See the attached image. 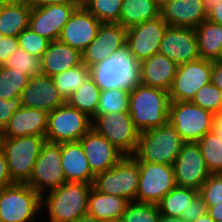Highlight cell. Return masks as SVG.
Segmentation results:
<instances>
[{
	"mask_svg": "<svg viewBox=\"0 0 222 222\" xmlns=\"http://www.w3.org/2000/svg\"><path fill=\"white\" fill-rule=\"evenodd\" d=\"M93 128L125 156H132L137 148L139 131L134 127L129 111L112 112L91 118Z\"/></svg>",
	"mask_w": 222,
	"mask_h": 222,
	"instance_id": "obj_9",
	"label": "cell"
},
{
	"mask_svg": "<svg viewBox=\"0 0 222 222\" xmlns=\"http://www.w3.org/2000/svg\"><path fill=\"white\" fill-rule=\"evenodd\" d=\"M197 143L210 173H222V140L220 137L211 130Z\"/></svg>",
	"mask_w": 222,
	"mask_h": 222,
	"instance_id": "obj_34",
	"label": "cell"
},
{
	"mask_svg": "<svg viewBox=\"0 0 222 222\" xmlns=\"http://www.w3.org/2000/svg\"><path fill=\"white\" fill-rule=\"evenodd\" d=\"M41 58L43 75L50 77L82 63V53L59 40L50 41Z\"/></svg>",
	"mask_w": 222,
	"mask_h": 222,
	"instance_id": "obj_26",
	"label": "cell"
},
{
	"mask_svg": "<svg viewBox=\"0 0 222 222\" xmlns=\"http://www.w3.org/2000/svg\"><path fill=\"white\" fill-rule=\"evenodd\" d=\"M100 91L95 81L91 77H88L86 81L70 95L66 102L85 113L89 118H92L98 108Z\"/></svg>",
	"mask_w": 222,
	"mask_h": 222,
	"instance_id": "obj_31",
	"label": "cell"
},
{
	"mask_svg": "<svg viewBox=\"0 0 222 222\" xmlns=\"http://www.w3.org/2000/svg\"><path fill=\"white\" fill-rule=\"evenodd\" d=\"M201 59L218 61L222 58V25L206 19L195 28Z\"/></svg>",
	"mask_w": 222,
	"mask_h": 222,
	"instance_id": "obj_29",
	"label": "cell"
},
{
	"mask_svg": "<svg viewBox=\"0 0 222 222\" xmlns=\"http://www.w3.org/2000/svg\"><path fill=\"white\" fill-rule=\"evenodd\" d=\"M92 184L65 182L57 189L48 191L42 198L41 206H46L50 222H75L87 214L88 197Z\"/></svg>",
	"mask_w": 222,
	"mask_h": 222,
	"instance_id": "obj_4",
	"label": "cell"
},
{
	"mask_svg": "<svg viewBox=\"0 0 222 222\" xmlns=\"http://www.w3.org/2000/svg\"><path fill=\"white\" fill-rule=\"evenodd\" d=\"M173 1V0H156L157 5L161 8L164 6L166 3Z\"/></svg>",
	"mask_w": 222,
	"mask_h": 222,
	"instance_id": "obj_57",
	"label": "cell"
},
{
	"mask_svg": "<svg viewBox=\"0 0 222 222\" xmlns=\"http://www.w3.org/2000/svg\"><path fill=\"white\" fill-rule=\"evenodd\" d=\"M113 222H125V220H124L123 218H118V219H116V220L113 221Z\"/></svg>",
	"mask_w": 222,
	"mask_h": 222,
	"instance_id": "obj_59",
	"label": "cell"
},
{
	"mask_svg": "<svg viewBox=\"0 0 222 222\" xmlns=\"http://www.w3.org/2000/svg\"><path fill=\"white\" fill-rule=\"evenodd\" d=\"M184 141L168 121L165 125L139 133L135 161L173 165Z\"/></svg>",
	"mask_w": 222,
	"mask_h": 222,
	"instance_id": "obj_3",
	"label": "cell"
},
{
	"mask_svg": "<svg viewBox=\"0 0 222 222\" xmlns=\"http://www.w3.org/2000/svg\"><path fill=\"white\" fill-rule=\"evenodd\" d=\"M61 166L66 182L93 184L95 175L80 141L61 143Z\"/></svg>",
	"mask_w": 222,
	"mask_h": 222,
	"instance_id": "obj_25",
	"label": "cell"
},
{
	"mask_svg": "<svg viewBox=\"0 0 222 222\" xmlns=\"http://www.w3.org/2000/svg\"><path fill=\"white\" fill-rule=\"evenodd\" d=\"M211 83L214 84L219 90L222 89V62L220 60L213 61Z\"/></svg>",
	"mask_w": 222,
	"mask_h": 222,
	"instance_id": "obj_48",
	"label": "cell"
},
{
	"mask_svg": "<svg viewBox=\"0 0 222 222\" xmlns=\"http://www.w3.org/2000/svg\"><path fill=\"white\" fill-rule=\"evenodd\" d=\"M66 182L61 166V143L45 140L27 184L42 198L44 191L57 189Z\"/></svg>",
	"mask_w": 222,
	"mask_h": 222,
	"instance_id": "obj_12",
	"label": "cell"
},
{
	"mask_svg": "<svg viewBox=\"0 0 222 222\" xmlns=\"http://www.w3.org/2000/svg\"><path fill=\"white\" fill-rule=\"evenodd\" d=\"M128 202L125 198L99 192L92 186L87 214L103 222H113L122 218Z\"/></svg>",
	"mask_w": 222,
	"mask_h": 222,
	"instance_id": "obj_27",
	"label": "cell"
},
{
	"mask_svg": "<svg viewBox=\"0 0 222 222\" xmlns=\"http://www.w3.org/2000/svg\"><path fill=\"white\" fill-rule=\"evenodd\" d=\"M19 46L33 56L41 58L47 50L50 40L40 36L29 27L24 29L18 36Z\"/></svg>",
	"mask_w": 222,
	"mask_h": 222,
	"instance_id": "obj_40",
	"label": "cell"
},
{
	"mask_svg": "<svg viewBox=\"0 0 222 222\" xmlns=\"http://www.w3.org/2000/svg\"><path fill=\"white\" fill-rule=\"evenodd\" d=\"M4 138H5V136H4L3 132H2V130L0 129V153L3 152Z\"/></svg>",
	"mask_w": 222,
	"mask_h": 222,
	"instance_id": "obj_56",
	"label": "cell"
},
{
	"mask_svg": "<svg viewBox=\"0 0 222 222\" xmlns=\"http://www.w3.org/2000/svg\"><path fill=\"white\" fill-rule=\"evenodd\" d=\"M176 186L199 191L210 171L206 166L199 144L184 142L174 164Z\"/></svg>",
	"mask_w": 222,
	"mask_h": 222,
	"instance_id": "obj_14",
	"label": "cell"
},
{
	"mask_svg": "<svg viewBox=\"0 0 222 222\" xmlns=\"http://www.w3.org/2000/svg\"><path fill=\"white\" fill-rule=\"evenodd\" d=\"M123 0H82V5L102 23H119Z\"/></svg>",
	"mask_w": 222,
	"mask_h": 222,
	"instance_id": "obj_38",
	"label": "cell"
},
{
	"mask_svg": "<svg viewBox=\"0 0 222 222\" xmlns=\"http://www.w3.org/2000/svg\"><path fill=\"white\" fill-rule=\"evenodd\" d=\"M207 213L215 220L222 221V203L219 205H214L207 207Z\"/></svg>",
	"mask_w": 222,
	"mask_h": 222,
	"instance_id": "obj_51",
	"label": "cell"
},
{
	"mask_svg": "<svg viewBox=\"0 0 222 222\" xmlns=\"http://www.w3.org/2000/svg\"><path fill=\"white\" fill-rule=\"evenodd\" d=\"M169 92L136 84L130 90L129 114L134 127L143 132L165 125L169 118Z\"/></svg>",
	"mask_w": 222,
	"mask_h": 222,
	"instance_id": "obj_1",
	"label": "cell"
},
{
	"mask_svg": "<svg viewBox=\"0 0 222 222\" xmlns=\"http://www.w3.org/2000/svg\"><path fill=\"white\" fill-rule=\"evenodd\" d=\"M199 193L202 195L207 207L222 203V173H210L201 186Z\"/></svg>",
	"mask_w": 222,
	"mask_h": 222,
	"instance_id": "obj_42",
	"label": "cell"
},
{
	"mask_svg": "<svg viewBox=\"0 0 222 222\" xmlns=\"http://www.w3.org/2000/svg\"><path fill=\"white\" fill-rule=\"evenodd\" d=\"M198 192L191 188L176 186L157 203L160 214L182 217V212L187 210L189 203Z\"/></svg>",
	"mask_w": 222,
	"mask_h": 222,
	"instance_id": "obj_32",
	"label": "cell"
},
{
	"mask_svg": "<svg viewBox=\"0 0 222 222\" xmlns=\"http://www.w3.org/2000/svg\"><path fill=\"white\" fill-rule=\"evenodd\" d=\"M126 31L119 23H102L95 39L82 52V63L89 68L126 46Z\"/></svg>",
	"mask_w": 222,
	"mask_h": 222,
	"instance_id": "obj_16",
	"label": "cell"
},
{
	"mask_svg": "<svg viewBox=\"0 0 222 222\" xmlns=\"http://www.w3.org/2000/svg\"><path fill=\"white\" fill-rule=\"evenodd\" d=\"M219 111H222V89L220 90V108Z\"/></svg>",
	"mask_w": 222,
	"mask_h": 222,
	"instance_id": "obj_58",
	"label": "cell"
},
{
	"mask_svg": "<svg viewBox=\"0 0 222 222\" xmlns=\"http://www.w3.org/2000/svg\"><path fill=\"white\" fill-rule=\"evenodd\" d=\"M207 210V205L202 195L198 192L189 203L187 210L182 212L181 218L186 222H193L201 215L206 214Z\"/></svg>",
	"mask_w": 222,
	"mask_h": 222,
	"instance_id": "obj_43",
	"label": "cell"
},
{
	"mask_svg": "<svg viewBox=\"0 0 222 222\" xmlns=\"http://www.w3.org/2000/svg\"><path fill=\"white\" fill-rule=\"evenodd\" d=\"M79 141L94 175L114 167L125 156L93 128Z\"/></svg>",
	"mask_w": 222,
	"mask_h": 222,
	"instance_id": "obj_20",
	"label": "cell"
},
{
	"mask_svg": "<svg viewBox=\"0 0 222 222\" xmlns=\"http://www.w3.org/2000/svg\"><path fill=\"white\" fill-rule=\"evenodd\" d=\"M46 138L39 135L5 137V154L11 179L15 183H27Z\"/></svg>",
	"mask_w": 222,
	"mask_h": 222,
	"instance_id": "obj_6",
	"label": "cell"
},
{
	"mask_svg": "<svg viewBox=\"0 0 222 222\" xmlns=\"http://www.w3.org/2000/svg\"><path fill=\"white\" fill-rule=\"evenodd\" d=\"M31 9L23 0H4L0 9L2 36L17 37L28 28Z\"/></svg>",
	"mask_w": 222,
	"mask_h": 222,
	"instance_id": "obj_28",
	"label": "cell"
},
{
	"mask_svg": "<svg viewBox=\"0 0 222 222\" xmlns=\"http://www.w3.org/2000/svg\"><path fill=\"white\" fill-rule=\"evenodd\" d=\"M75 222H103L98 219H96L94 216H91L89 214H85L83 216H80Z\"/></svg>",
	"mask_w": 222,
	"mask_h": 222,
	"instance_id": "obj_54",
	"label": "cell"
},
{
	"mask_svg": "<svg viewBox=\"0 0 222 222\" xmlns=\"http://www.w3.org/2000/svg\"><path fill=\"white\" fill-rule=\"evenodd\" d=\"M215 220L208 214L201 215L193 222H214Z\"/></svg>",
	"mask_w": 222,
	"mask_h": 222,
	"instance_id": "obj_55",
	"label": "cell"
},
{
	"mask_svg": "<svg viewBox=\"0 0 222 222\" xmlns=\"http://www.w3.org/2000/svg\"><path fill=\"white\" fill-rule=\"evenodd\" d=\"M160 215L157 204L131 201L122 218L125 222H158Z\"/></svg>",
	"mask_w": 222,
	"mask_h": 222,
	"instance_id": "obj_39",
	"label": "cell"
},
{
	"mask_svg": "<svg viewBox=\"0 0 222 222\" xmlns=\"http://www.w3.org/2000/svg\"><path fill=\"white\" fill-rule=\"evenodd\" d=\"M129 95L128 89H110L101 90L98 108L93 117L112 112L129 111Z\"/></svg>",
	"mask_w": 222,
	"mask_h": 222,
	"instance_id": "obj_36",
	"label": "cell"
},
{
	"mask_svg": "<svg viewBox=\"0 0 222 222\" xmlns=\"http://www.w3.org/2000/svg\"><path fill=\"white\" fill-rule=\"evenodd\" d=\"M47 122V112L22 106L18 111L13 112L2 132L5 137L39 135L45 138Z\"/></svg>",
	"mask_w": 222,
	"mask_h": 222,
	"instance_id": "obj_24",
	"label": "cell"
},
{
	"mask_svg": "<svg viewBox=\"0 0 222 222\" xmlns=\"http://www.w3.org/2000/svg\"><path fill=\"white\" fill-rule=\"evenodd\" d=\"M30 78L24 72L0 65V98L9 100L20 96Z\"/></svg>",
	"mask_w": 222,
	"mask_h": 222,
	"instance_id": "obj_35",
	"label": "cell"
},
{
	"mask_svg": "<svg viewBox=\"0 0 222 222\" xmlns=\"http://www.w3.org/2000/svg\"><path fill=\"white\" fill-rule=\"evenodd\" d=\"M22 107L21 97L16 96L5 100L0 98V129L2 130L10 121L13 112L18 111Z\"/></svg>",
	"mask_w": 222,
	"mask_h": 222,
	"instance_id": "obj_44",
	"label": "cell"
},
{
	"mask_svg": "<svg viewBox=\"0 0 222 222\" xmlns=\"http://www.w3.org/2000/svg\"><path fill=\"white\" fill-rule=\"evenodd\" d=\"M139 181V164L131 157L124 156L114 167L95 175L93 187L102 193L136 200Z\"/></svg>",
	"mask_w": 222,
	"mask_h": 222,
	"instance_id": "obj_8",
	"label": "cell"
},
{
	"mask_svg": "<svg viewBox=\"0 0 222 222\" xmlns=\"http://www.w3.org/2000/svg\"><path fill=\"white\" fill-rule=\"evenodd\" d=\"M191 102L216 114L220 108V90L210 82L196 92Z\"/></svg>",
	"mask_w": 222,
	"mask_h": 222,
	"instance_id": "obj_41",
	"label": "cell"
},
{
	"mask_svg": "<svg viewBox=\"0 0 222 222\" xmlns=\"http://www.w3.org/2000/svg\"><path fill=\"white\" fill-rule=\"evenodd\" d=\"M31 8H38L46 5H82V0H23Z\"/></svg>",
	"mask_w": 222,
	"mask_h": 222,
	"instance_id": "obj_46",
	"label": "cell"
},
{
	"mask_svg": "<svg viewBox=\"0 0 222 222\" xmlns=\"http://www.w3.org/2000/svg\"><path fill=\"white\" fill-rule=\"evenodd\" d=\"M136 162L139 164L136 202L157 204L176 187L173 165L149 161Z\"/></svg>",
	"mask_w": 222,
	"mask_h": 222,
	"instance_id": "obj_11",
	"label": "cell"
},
{
	"mask_svg": "<svg viewBox=\"0 0 222 222\" xmlns=\"http://www.w3.org/2000/svg\"><path fill=\"white\" fill-rule=\"evenodd\" d=\"M159 16L156 0H123L119 24L128 29Z\"/></svg>",
	"mask_w": 222,
	"mask_h": 222,
	"instance_id": "obj_30",
	"label": "cell"
},
{
	"mask_svg": "<svg viewBox=\"0 0 222 222\" xmlns=\"http://www.w3.org/2000/svg\"><path fill=\"white\" fill-rule=\"evenodd\" d=\"M140 63L131 55L127 46L102 62L90 67V77L100 90L128 89L139 83Z\"/></svg>",
	"mask_w": 222,
	"mask_h": 222,
	"instance_id": "obj_2",
	"label": "cell"
},
{
	"mask_svg": "<svg viewBox=\"0 0 222 222\" xmlns=\"http://www.w3.org/2000/svg\"><path fill=\"white\" fill-rule=\"evenodd\" d=\"M15 182L11 179L5 154L0 153V187H5Z\"/></svg>",
	"mask_w": 222,
	"mask_h": 222,
	"instance_id": "obj_47",
	"label": "cell"
},
{
	"mask_svg": "<svg viewBox=\"0 0 222 222\" xmlns=\"http://www.w3.org/2000/svg\"><path fill=\"white\" fill-rule=\"evenodd\" d=\"M101 24V21L81 5L70 15L58 40L82 53L95 39Z\"/></svg>",
	"mask_w": 222,
	"mask_h": 222,
	"instance_id": "obj_18",
	"label": "cell"
},
{
	"mask_svg": "<svg viewBox=\"0 0 222 222\" xmlns=\"http://www.w3.org/2000/svg\"><path fill=\"white\" fill-rule=\"evenodd\" d=\"M168 26L160 15L155 19L128 28L126 46L131 55L140 63L157 54Z\"/></svg>",
	"mask_w": 222,
	"mask_h": 222,
	"instance_id": "obj_15",
	"label": "cell"
},
{
	"mask_svg": "<svg viewBox=\"0 0 222 222\" xmlns=\"http://www.w3.org/2000/svg\"><path fill=\"white\" fill-rule=\"evenodd\" d=\"M207 19L222 25V2L216 4V6L207 13Z\"/></svg>",
	"mask_w": 222,
	"mask_h": 222,
	"instance_id": "obj_49",
	"label": "cell"
},
{
	"mask_svg": "<svg viewBox=\"0 0 222 222\" xmlns=\"http://www.w3.org/2000/svg\"><path fill=\"white\" fill-rule=\"evenodd\" d=\"M158 53L165 55L177 65L200 59L195 29L168 26Z\"/></svg>",
	"mask_w": 222,
	"mask_h": 222,
	"instance_id": "obj_17",
	"label": "cell"
},
{
	"mask_svg": "<svg viewBox=\"0 0 222 222\" xmlns=\"http://www.w3.org/2000/svg\"><path fill=\"white\" fill-rule=\"evenodd\" d=\"M158 222H186V221L181 217H168L161 214Z\"/></svg>",
	"mask_w": 222,
	"mask_h": 222,
	"instance_id": "obj_52",
	"label": "cell"
},
{
	"mask_svg": "<svg viewBox=\"0 0 222 222\" xmlns=\"http://www.w3.org/2000/svg\"><path fill=\"white\" fill-rule=\"evenodd\" d=\"M213 61L198 59L179 64L169 91L170 101H192L196 92L211 82Z\"/></svg>",
	"mask_w": 222,
	"mask_h": 222,
	"instance_id": "obj_13",
	"label": "cell"
},
{
	"mask_svg": "<svg viewBox=\"0 0 222 222\" xmlns=\"http://www.w3.org/2000/svg\"><path fill=\"white\" fill-rule=\"evenodd\" d=\"M19 47L17 37L2 36L0 37V65L8 60L10 55Z\"/></svg>",
	"mask_w": 222,
	"mask_h": 222,
	"instance_id": "obj_45",
	"label": "cell"
},
{
	"mask_svg": "<svg viewBox=\"0 0 222 222\" xmlns=\"http://www.w3.org/2000/svg\"><path fill=\"white\" fill-rule=\"evenodd\" d=\"M81 5H46L32 8L28 27L50 41L58 40L75 8Z\"/></svg>",
	"mask_w": 222,
	"mask_h": 222,
	"instance_id": "obj_19",
	"label": "cell"
},
{
	"mask_svg": "<svg viewBox=\"0 0 222 222\" xmlns=\"http://www.w3.org/2000/svg\"><path fill=\"white\" fill-rule=\"evenodd\" d=\"M203 6L207 13L216 6V4L222 2V0H202Z\"/></svg>",
	"mask_w": 222,
	"mask_h": 222,
	"instance_id": "obj_53",
	"label": "cell"
},
{
	"mask_svg": "<svg viewBox=\"0 0 222 222\" xmlns=\"http://www.w3.org/2000/svg\"><path fill=\"white\" fill-rule=\"evenodd\" d=\"M163 20L172 27L195 29L207 19L202 0H173L160 8Z\"/></svg>",
	"mask_w": 222,
	"mask_h": 222,
	"instance_id": "obj_22",
	"label": "cell"
},
{
	"mask_svg": "<svg viewBox=\"0 0 222 222\" xmlns=\"http://www.w3.org/2000/svg\"><path fill=\"white\" fill-rule=\"evenodd\" d=\"M168 121L184 142H197L212 130L214 114L191 101H170Z\"/></svg>",
	"mask_w": 222,
	"mask_h": 222,
	"instance_id": "obj_7",
	"label": "cell"
},
{
	"mask_svg": "<svg viewBox=\"0 0 222 222\" xmlns=\"http://www.w3.org/2000/svg\"><path fill=\"white\" fill-rule=\"evenodd\" d=\"M91 125V118L65 102L48 113L45 138L55 143L79 141Z\"/></svg>",
	"mask_w": 222,
	"mask_h": 222,
	"instance_id": "obj_10",
	"label": "cell"
},
{
	"mask_svg": "<svg viewBox=\"0 0 222 222\" xmlns=\"http://www.w3.org/2000/svg\"><path fill=\"white\" fill-rule=\"evenodd\" d=\"M2 66L17 69V71L24 72L30 77L43 75L42 58L31 55L20 46Z\"/></svg>",
	"mask_w": 222,
	"mask_h": 222,
	"instance_id": "obj_37",
	"label": "cell"
},
{
	"mask_svg": "<svg viewBox=\"0 0 222 222\" xmlns=\"http://www.w3.org/2000/svg\"><path fill=\"white\" fill-rule=\"evenodd\" d=\"M178 65L160 53L140 62L139 83L170 91Z\"/></svg>",
	"mask_w": 222,
	"mask_h": 222,
	"instance_id": "obj_23",
	"label": "cell"
},
{
	"mask_svg": "<svg viewBox=\"0 0 222 222\" xmlns=\"http://www.w3.org/2000/svg\"><path fill=\"white\" fill-rule=\"evenodd\" d=\"M212 131L222 140V111L214 114V123Z\"/></svg>",
	"mask_w": 222,
	"mask_h": 222,
	"instance_id": "obj_50",
	"label": "cell"
},
{
	"mask_svg": "<svg viewBox=\"0 0 222 222\" xmlns=\"http://www.w3.org/2000/svg\"><path fill=\"white\" fill-rule=\"evenodd\" d=\"M20 97L22 106L47 113L65 103L59 95L53 78L46 75L32 76Z\"/></svg>",
	"mask_w": 222,
	"mask_h": 222,
	"instance_id": "obj_21",
	"label": "cell"
},
{
	"mask_svg": "<svg viewBox=\"0 0 222 222\" xmlns=\"http://www.w3.org/2000/svg\"><path fill=\"white\" fill-rule=\"evenodd\" d=\"M42 197L27 183L0 187V222H34Z\"/></svg>",
	"mask_w": 222,
	"mask_h": 222,
	"instance_id": "obj_5",
	"label": "cell"
},
{
	"mask_svg": "<svg viewBox=\"0 0 222 222\" xmlns=\"http://www.w3.org/2000/svg\"><path fill=\"white\" fill-rule=\"evenodd\" d=\"M88 77H90V68L81 63L76 67L54 75L52 78L59 95L66 102L70 95L76 91Z\"/></svg>",
	"mask_w": 222,
	"mask_h": 222,
	"instance_id": "obj_33",
	"label": "cell"
}]
</instances>
